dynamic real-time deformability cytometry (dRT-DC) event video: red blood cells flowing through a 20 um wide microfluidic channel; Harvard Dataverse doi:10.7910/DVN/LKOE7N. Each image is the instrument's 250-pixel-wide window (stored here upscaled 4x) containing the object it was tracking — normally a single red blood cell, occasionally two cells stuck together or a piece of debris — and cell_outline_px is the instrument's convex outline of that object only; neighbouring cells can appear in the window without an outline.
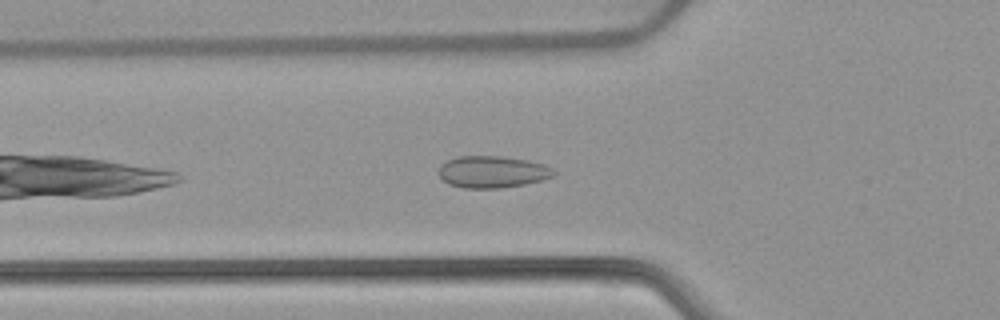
{"species": "common noctule bat (a hibernating species)", "species_latin": "Nyctalus noctula", "temperature_condition": "warm", "stored_images_in_passage": 34, "camera_frame_rate_fps": 3000, "um_per_image_px": 0.085, "animal": {"sex": "female", "body_mass_g": 22.7, "forearm_length_mm": 54.2}, "frame": {"image": 1, "passage_image": 5, "time_ms": 1.333, "image_size_px": [1000, 320], "cell_outline_px": [[556, 172], [552, 176], [540, 180], [524, 184], [500, 188], [464, 188], [448, 184], [436, 172], [440, 164], [456, 156], [500, 156], [528, 160], [544, 164], [552, 168]], "centroid_in_image_um": [41.8, 14.6], "position_along_channel_um": 84.0, "area_um2": 21.44}}
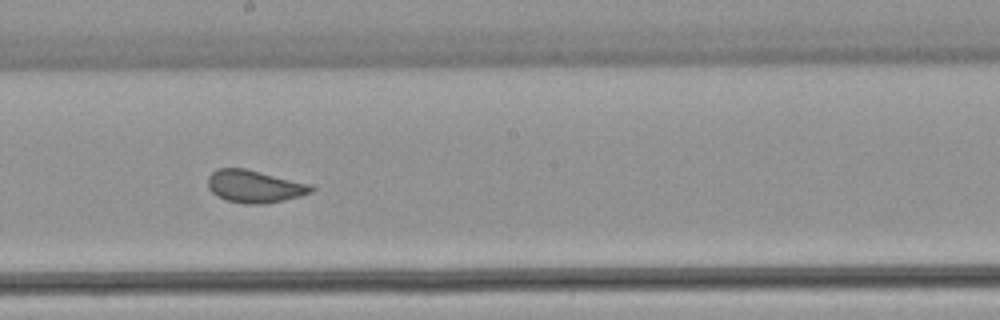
{"frame": {"image": 2, "passage_image": 16, "time_ms": 5.0, "image_size_px": [1000, 320], "cell_outline_px": [[316, 188], [312, 192], [300, 196], [284, 200], [264, 204], [244, 204], [228, 200], [212, 192], [208, 188], [208, 176], [216, 168], [244, 168], [312, 184]], "centroid_in_image_um": [21.66, 15.84], "position_along_channel_um": 226.5, "area_um2": 19.59}}
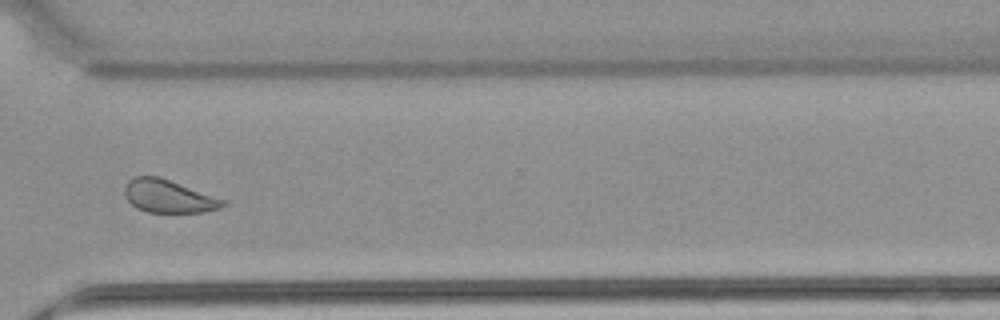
{"frame": {"image": 3, "passage_image": 26, "time_ms": 8.333, "image_size_px": [1000, 320], "cell_outline_px": [[228, 204], [220, 208], [204, 212], [148, 212], [136, 208], [124, 196], [124, 184], [128, 180], [136, 176], [160, 176], [228, 200]], "centroid_in_image_um": [14.35, 16.67], "position_along_channel_um": 356.2, "area_um2": 19.25}, "authors_computed_cell_mechanics": {"area_um2": 19.9988, "velocity_mm_per_s": 3.8878, "shape_relaxation_time_tau1_ms": 8.6194, "shape_relaxation_time_tau2_ms": null, "deformation_change_tau1": 0.0997, "deformation_change_tau2": null}}